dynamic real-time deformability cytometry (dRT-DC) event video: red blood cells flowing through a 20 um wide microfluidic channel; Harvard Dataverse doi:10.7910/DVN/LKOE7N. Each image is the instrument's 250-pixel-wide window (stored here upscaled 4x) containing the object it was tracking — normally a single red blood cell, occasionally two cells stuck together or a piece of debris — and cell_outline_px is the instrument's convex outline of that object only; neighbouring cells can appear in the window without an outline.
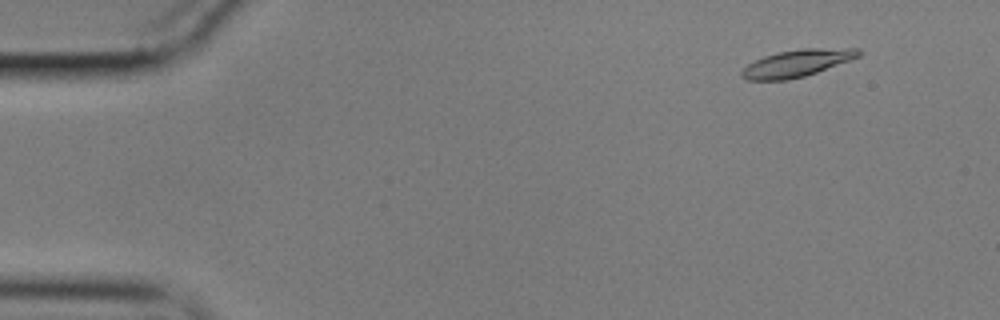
{"species": "common noctule bat (a hibernating species)", "species_latin": "Nyctalus noctula", "temperature_condition": "cold", "stored_images_in_passage": 57, "camera_frame_rate_fps": 3000, "um_per_image_px": 0.085, "animal": {"sex": "male", "body_mass_g": 17.9}, "frame": {"image": 1, "passage_image": 6, "time_ms": 1.667, "image_size_px": [1000, 320], "cell_outline_px": [[860, 56], [816, 72], [804, 76], [784, 80], [748, 80], [740, 76], [740, 72], [748, 64], [764, 56], [776, 52], [804, 48], [860, 48]], "centroid_in_image_um": [67.72, 5.36], "position_along_channel_um": 17.3, "area_um2": 18.26}}
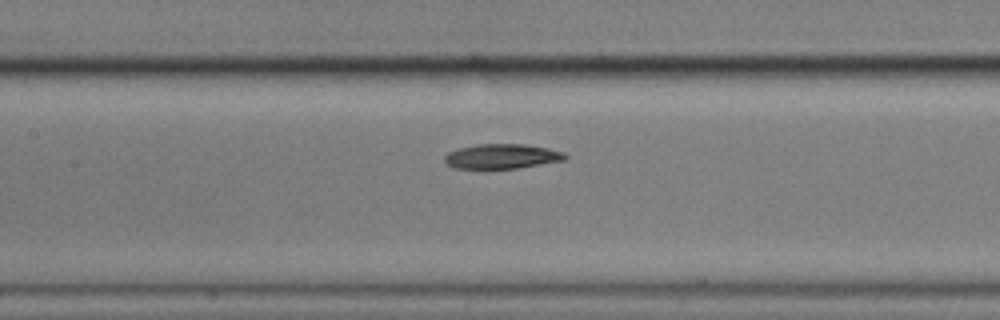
{"frame": {"image": 2, "passage_image": 27, "time_ms": 8.667, "image_size_px": [1000, 320], "cell_outline_px": [[568, 156], [564, 160], [516, 168], [456, 168], [448, 164], [444, 160], [444, 156], [448, 152], [460, 148], [476, 144], [524, 144], [548, 148], [564, 152]], "centroid_in_image_um": [42.67, 13.28], "position_along_channel_um": 164.7, "area_um2": 17.17}}
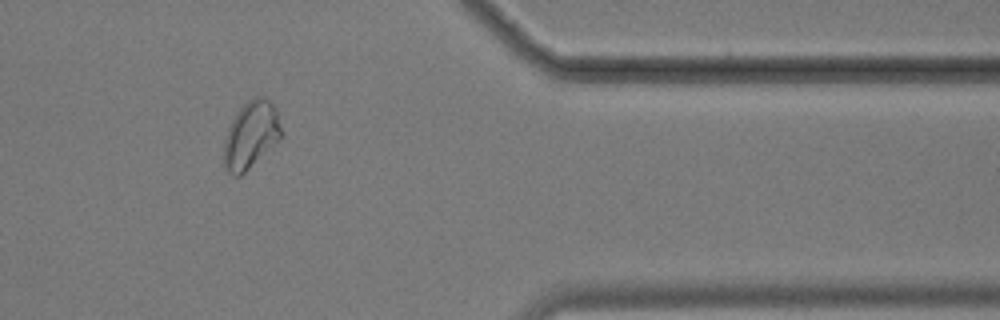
{"frame": {"image": 3, "passage_image": 48, "time_ms": 15.667, "image_size_px": [1000, 320], "cell_outline_px": [[284, 132], [240, 176], [236, 176], [228, 172], [224, 168], [224, 140], [228, 128], [236, 112], [252, 96], [264, 96], [272, 100], [276, 108]], "centroid_in_image_um": [21.32, 11.39], "position_along_channel_um": 390.1, "area_um2": 22.25}, "authors_computed_cell_mechanics": {"area_um2": 18.207, "velocity_mm_per_s": 3.5066, "shape_relaxation_time_tau1_ms": 4.5582, "shape_relaxation_time_tau2_ms": null, "deformation_change_tau1": 0.1213, "deformation_change_tau2": null}}